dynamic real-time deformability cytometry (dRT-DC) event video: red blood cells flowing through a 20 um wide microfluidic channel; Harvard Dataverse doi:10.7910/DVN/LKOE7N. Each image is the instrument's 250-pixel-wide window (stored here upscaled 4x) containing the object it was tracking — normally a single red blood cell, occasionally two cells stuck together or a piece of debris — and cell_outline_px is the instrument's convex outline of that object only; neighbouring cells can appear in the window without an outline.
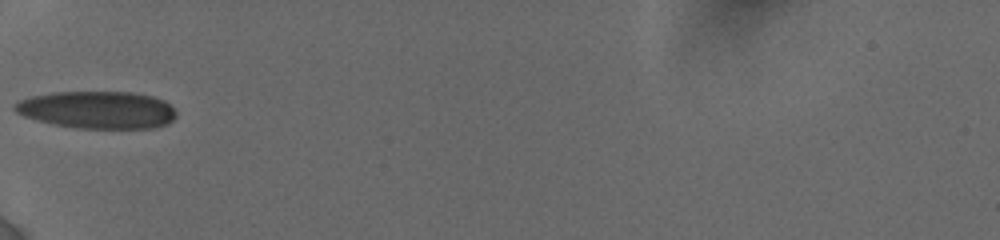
{"species": "human", "species_latin": "Homo sapiens", "temperature_condition": "cold", "stored_images_in_passage": 11, "segment_of_instrument_passage": [2, 2], "camera_frame_rate_fps": 3000, "um_per_image_px": 0.085, "donor": {"sex": "female"}, "frame": {"image": 1, "passage_image": 7, "time_ms": 7.0, "image_size_px": [1000, 240], "cell_outline_px": [[176, 116], [168, 124], [156, 128], [76, 128], [56, 124], [24, 116], [16, 112], [12, 108], [20, 100], [32, 96], [52, 92], [132, 92], [152, 96], [164, 100], [176, 112]], "centroid_in_image_um": [8.31, 9.33], "position_along_channel_um": 76.7, "area_um2": 35.03}}
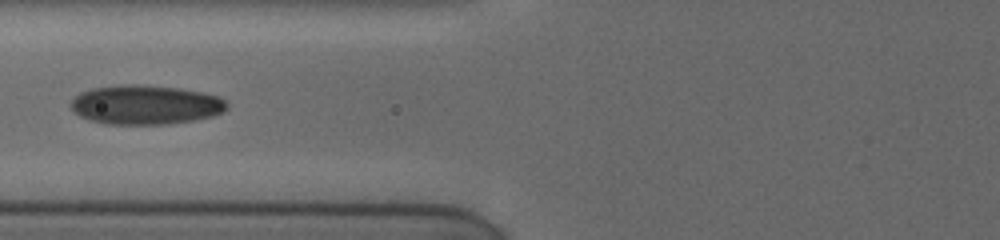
{"frame": {"image": 2, "passage_image": 8, "time_ms": 8.0, "image_size_px": [1000, 240], "cell_outline_px": [[228, 108], [224, 112], [212, 116], [192, 120], [168, 124], [108, 124], [88, 120], [80, 116], [72, 108], [72, 100], [80, 92], [92, 88], [120, 84], [136, 84], [180, 88], [204, 92], [216, 96], [224, 100], [228, 104]], "centroid_in_image_um": [12.38, 8.9], "position_along_channel_um": 113.4, "area_um2": 35.78}}
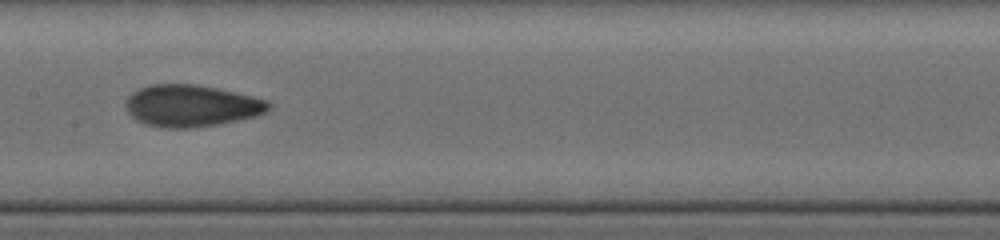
{"frame": {"image": 3, "passage_image": 10, "time_ms": 10.0, "image_size_px": [1000, 240], "cell_outline_px": [[272, 108], [256, 116], [220, 124], [188, 128], [160, 128], [144, 124], [136, 120], [124, 108], [124, 104], [128, 96], [132, 92], [148, 84], [196, 84], [216, 88], [252, 96], [268, 100], [272, 104]], "centroid_in_image_um": [16.24, 8.99], "position_along_channel_um": 191.2, "area_um2": 35.14}}